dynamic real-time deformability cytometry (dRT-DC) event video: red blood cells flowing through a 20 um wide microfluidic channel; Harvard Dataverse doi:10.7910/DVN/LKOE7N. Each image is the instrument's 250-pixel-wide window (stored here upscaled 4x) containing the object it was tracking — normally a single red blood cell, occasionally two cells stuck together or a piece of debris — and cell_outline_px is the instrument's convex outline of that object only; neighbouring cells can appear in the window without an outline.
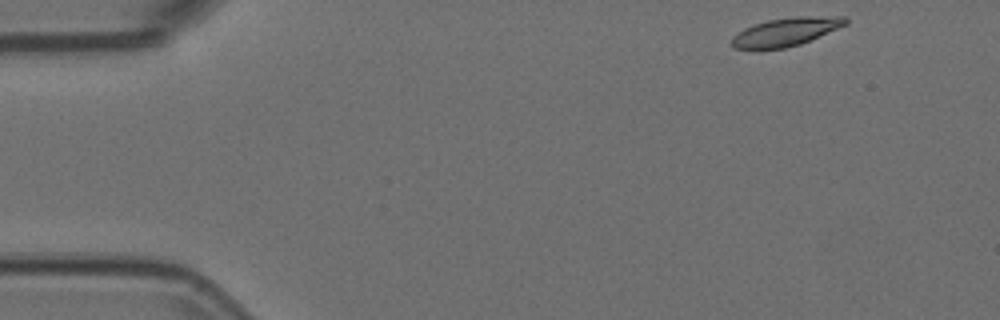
{"species": "Egyptian fruit bat (a non-hibernating species)", "species_latin": "Rousettus aegyptiacus", "temperature_condition": "room temperature", "stored_images_in_passage": 7, "camera_frame_rate_fps": 3000, "um_per_image_px": 0.085, "animal": {"sex": "female"}, "frame": {"image": 1, "passage_image": 1, "time_ms": 0.0, "image_size_px": [1000, 320], "cell_outline_px": [[848, 24], [800, 44], [784, 48], [732, 48], [732, 36], [744, 28], [768, 20], [796, 16], [848, 16]], "centroid_in_image_um": [66.85, 2.68], "position_along_channel_um": 18.2, "area_um2": 18.55}}